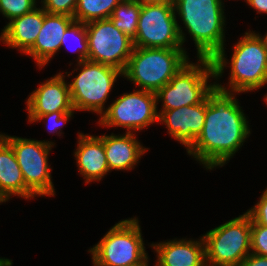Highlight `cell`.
Here are the masks:
<instances>
[{
	"mask_svg": "<svg viewBox=\"0 0 267 266\" xmlns=\"http://www.w3.org/2000/svg\"><path fill=\"white\" fill-rule=\"evenodd\" d=\"M78 0H41V7L49 14L74 16Z\"/></svg>",
	"mask_w": 267,
	"mask_h": 266,
	"instance_id": "27",
	"label": "cell"
},
{
	"mask_svg": "<svg viewBox=\"0 0 267 266\" xmlns=\"http://www.w3.org/2000/svg\"><path fill=\"white\" fill-rule=\"evenodd\" d=\"M37 2V0H0V14L10 22L35 9Z\"/></svg>",
	"mask_w": 267,
	"mask_h": 266,
	"instance_id": "24",
	"label": "cell"
},
{
	"mask_svg": "<svg viewBox=\"0 0 267 266\" xmlns=\"http://www.w3.org/2000/svg\"><path fill=\"white\" fill-rule=\"evenodd\" d=\"M157 105L156 93L135 88L113 100L97 123L107 128L123 127L126 133L139 132L158 123Z\"/></svg>",
	"mask_w": 267,
	"mask_h": 266,
	"instance_id": "10",
	"label": "cell"
},
{
	"mask_svg": "<svg viewBox=\"0 0 267 266\" xmlns=\"http://www.w3.org/2000/svg\"><path fill=\"white\" fill-rule=\"evenodd\" d=\"M87 60L125 70L134 50L133 39L116 28L110 18L86 23Z\"/></svg>",
	"mask_w": 267,
	"mask_h": 266,
	"instance_id": "11",
	"label": "cell"
},
{
	"mask_svg": "<svg viewBox=\"0 0 267 266\" xmlns=\"http://www.w3.org/2000/svg\"><path fill=\"white\" fill-rule=\"evenodd\" d=\"M75 111H57L49 114H44L39 117H28L29 123H36L40 121H44V123L47 124V128L49 133L52 134H58V136H61L63 126L67 121H70V119L74 116ZM59 131V132H58Z\"/></svg>",
	"mask_w": 267,
	"mask_h": 266,
	"instance_id": "25",
	"label": "cell"
},
{
	"mask_svg": "<svg viewBox=\"0 0 267 266\" xmlns=\"http://www.w3.org/2000/svg\"><path fill=\"white\" fill-rule=\"evenodd\" d=\"M140 3L141 6L152 4H174L175 0H135Z\"/></svg>",
	"mask_w": 267,
	"mask_h": 266,
	"instance_id": "31",
	"label": "cell"
},
{
	"mask_svg": "<svg viewBox=\"0 0 267 266\" xmlns=\"http://www.w3.org/2000/svg\"><path fill=\"white\" fill-rule=\"evenodd\" d=\"M0 136L12 147L25 181L26 187L36 196H55L48 159L55 143L22 138L0 133Z\"/></svg>",
	"mask_w": 267,
	"mask_h": 266,
	"instance_id": "9",
	"label": "cell"
},
{
	"mask_svg": "<svg viewBox=\"0 0 267 266\" xmlns=\"http://www.w3.org/2000/svg\"><path fill=\"white\" fill-rule=\"evenodd\" d=\"M65 79L63 72H59L41 82L26 100L27 117H39L57 111H75L69 83Z\"/></svg>",
	"mask_w": 267,
	"mask_h": 266,
	"instance_id": "14",
	"label": "cell"
},
{
	"mask_svg": "<svg viewBox=\"0 0 267 266\" xmlns=\"http://www.w3.org/2000/svg\"><path fill=\"white\" fill-rule=\"evenodd\" d=\"M251 253L267 257V227L251 223Z\"/></svg>",
	"mask_w": 267,
	"mask_h": 266,
	"instance_id": "26",
	"label": "cell"
},
{
	"mask_svg": "<svg viewBox=\"0 0 267 266\" xmlns=\"http://www.w3.org/2000/svg\"><path fill=\"white\" fill-rule=\"evenodd\" d=\"M264 101H265L266 104H267V93L264 95Z\"/></svg>",
	"mask_w": 267,
	"mask_h": 266,
	"instance_id": "35",
	"label": "cell"
},
{
	"mask_svg": "<svg viewBox=\"0 0 267 266\" xmlns=\"http://www.w3.org/2000/svg\"><path fill=\"white\" fill-rule=\"evenodd\" d=\"M244 34L232 46L233 52L229 62L226 59L225 46L212 59L215 71V86L223 91L248 93L267 84V50L255 31L249 29ZM227 64L230 66H227ZM225 67L230 68L227 87L218 83Z\"/></svg>",
	"mask_w": 267,
	"mask_h": 266,
	"instance_id": "2",
	"label": "cell"
},
{
	"mask_svg": "<svg viewBox=\"0 0 267 266\" xmlns=\"http://www.w3.org/2000/svg\"><path fill=\"white\" fill-rule=\"evenodd\" d=\"M177 23L174 4L141 6L134 47L184 48Z\"/></svg>",
	"mask_w": 267,
	"mask_h": 266,
	"instance_id": "12",
	"label": "cell"
},
{
	"mask_svg": "<svg viewBox=\"0 0 267 266\" xmlns=\"http://www.w3.org/2000/svg\"><path fill=\"white\" fill-rule=\"evenodd\" d=\"M74 156L78 172L89 184L101 181L108 174L109 167L103 144V135L95 136L78 132Z\"/></svg>",
	"mask_w": 267,
	"mask_h": 266,
	"instance_id": "16",
	"label": "cell"
},
{
	"mask_svg": "<svg viewBox=\"0 0 267 266\" xmlns=\"http://www.w3.org/2000/svg\"><path fill=\"white\" fill-rule=\"evenodd\" d=\"M74 21L72 16L49 14L44 16L41 30L34 45L25 53L34 59L39 69L51 61L61 49V39L68 26Z\"/></svg>",
	"mask_w": 267,
	"mask_h": 266,
	"instance_id": "17",
	"label": "cell"
},
{
	"mask_svg": "<svg viewBox=\"0 0 267 266\" xmlns=\"http://www.w3.org/2000/svg\"><path fill=\"white\" fill-rule=\"evenodd\" d=\"M12 196L31 200L36 196L26 187L12 147L0 136V204Z\"/></svg>",
	"mask_w": 267,
	"mask_h": 266,
	"instance_id": "20",
	"label": "cell"
},
{
	"mask_svg": "<svg viewBox=\"0 0 267 266\" xmlns=\"http://www.w3.org/2000/svg\"><path fill=\"white\" fill-rule=\"evenodd\" d=\"M206 107L207 97L199 104L158 111V123L164 124L168 134L187 151L202 132Z\"/></svg>",
	"mask_w": 267,
	"mask_h": 266,
	"instance_id": "13",
	"label": "cell"
},
{
	"mask_svg": "<svg viewBox=\"0 0 267 266\" xmlns=\"http://www.w3.org/2000/svg\"><path fill=\"white\" fill-rule=\"evenodd\" d=\"M150 259L148 258L144 263L141 264H131V265H126V266H149V261Z\"/></svg>",
	"mask_w": 267,
	"mask_h": 266,
	"instance_id": "34",
	"label": "cell"
},
{
	"mask_svg": "<svg viewBox=\"0 0 267 266\" xmlns=\"http://www.w3.org/2000/svg\"><path fill=\"white\" fill-rule=\"evenodd\" d=\"M141 4L135 0H122L109 17L114 26L134 40L137 33Z\"/></svg>",
	"mask_w": 267,
	"mask_h": 266,
	"instance_id": "21",
	"label": "cell"
},
{
	"mask_svg": "<svg viewBox=\"0 0 267 266\" xmlns=\"http://www.w3.org/2000/svg\"><path fill=\"white\" fill-rule=\"evenodd\" d=\"M63 45L66 46L67 49H70V51L77 52V54H79L76 58L77 63L87 60L89 56V48L86 24L74 20L63 34V38L61 39V48Z\"/></svg>",
	"mask_w": 267,
	"mask_h": 266,
	"instance_id": "23",
	"label": "cell"
},
{
	"mask_svg": "<svg viewBox=\"0 0 267 266\" xmlns=\"http://www.w3.org/2000/svg\"><path fill=\"white\" fill-rule=\"evenodd\" d=\"M257 35L262 40V42L264 44V47L267 50V33L265 35H263V36L261 34H259V33Z\"/></svg>",
	"mask_w": 267,
	"mask_h": 266,
	"instance_id": "33",
	"label": "cell"
},
{
	"mask_svg": "<svg viewBox=\"0 0 267 266\" xmlns=\"http://www.w3.org/2000/svg\"><path fill=\"white\" fill-rule=\"evenodd\" d=\"M144 245L138 217H132L112 226L88 252L93 266H126L149 258Z\"/></svg>",
	"mask_w": 267,
	"mask_h": 266,
	"instance_id": "5",
	"label": "cell"
},
{
	"mask_svg": "<svg viewBox=\"0 0 267 266\" xmlns=\"http://www.w3.org/2000/svg\"><path fill=\"white\" fill-rule=\"evenodd\" d=\"M239 266H267V257L250 253Z\"/></svg>",
	"mask_w": 267,
	"mask_h": 266,
	"instance_id": "29",
	"label": "cell"
},
{
	"mask_svg": "<svg viewBox=\"0 0 267 266\" xmlns=\"http://www.w3.org/2000/svg\"><path fill=\"white\" fill-rule=\"evenodd\" d=\"M197 61L196 64L189 61L156 92L157 103L162 102L159 111L199 104L215 87V81L211 83L215 79L212 59L197 58Z\"/></svg>",
	"mask_w": 267,
	"mask_h": 266,
	"instance_id": "7",
	"label": "cell"
},
{
	"mask_svg": "<svg viewBox=\"0 0 267 266\" xmlns=\"http://www.w3.org/2000/svg\"><path fill=\"white\" fill-rule=\"evenodd\" d=\"M200 237L197 240L185 237L152 243L150 246L157 254L154 266H207L205 243Z\"/></svg>",
	"mask_w": 267,
	"mask_h": 266,
	"instance_id": "15",
	"label": "cell"
},
{
	"mask_svg": "<svg viewBox=\"0 0 267 266\" xmlns=\"http://www.w3.org/2000/svg\"><path fill=\"white\" fill-rule=\"evenodd\" d=\"M13 265V262H12V260L11 259H5V257L4 258H0V266H12Z\"/></svg>",
	"mask_w": 267,
	"mask_h": 266,
	"instance_id": "32",
	"label": "cell"
},
{
	"mask_svg": "<svg viewBox=\"0 0 267 266\" xmlns=\"http://www.w3.org/2000/svg\"><path fill=\"white\" fill-rule=\"evenodd\" d=\"M202 237L207 266H239L251 253V217L245 212Z\"/></svg>",
	"mask_w": 267,
	"mask_h": 266,
	"instance_id": "8",
	"label": "cell"
},
{
	"mask_svg": "<svg viewBox=\"0 0 267 266\" xmlns=\"http://www.w3.org/2000/svg\"><path fill=\"white\" fill-rule=\"evenodd\" d=\"M122 0H78L74 20L84 24L107 19Z\"/></svg>",
	"mask_w": 267,
	"mask_h": 266,
	"instance_id": "22",
	"label": "cell"
},
{
	"mask_svg": "<svg viewBox=\"0 0 267 266\" xmlns=\"http://www.w3.org/2000/svg\"><path fill=\"white\" fill-rule=\"evenodd\" d=\"M224 0H175L176 17L181 18L184 25L177 23L182 46L186 41V33L193 38L197 49V58L213 59L224 47L225 12Z\"/></svg>",
	"mask_w": 267,
	"mask_h": 266,
	"instance_id": "3",
	"label": "cell"
},
{
	"mask_svg": "<svg viewBox=\"0 0 267 266\" xmlns=\"http://www.w3.org/2000/svg\"><path fill=\"white\" fill-rule=\"evenodd\" d=\"M246 213L251 217V223L267 227V188L263 191L259 201Z\"/></svg>",
	"mask_w": 267,
	"mask_h": 266,
	"instance_id": "28",
	"label": "cell"
},
{
	"mask_svg": "<svg viewBox=\"0 0 267 266\" xmlns=\"http://www.w3.org/2000/svg\"><path fill=\"white\" fill-rule=\"evenodd\" d=\"M185 48L134 47L123 77L140 90L158 92L190 60Z\"/></svg>",
	"mask_w": 267,
	"mask_h": 266,
	"instance_id": "4",
	"label": "cell"
},
{
	"mask_svg": "<svg viewBox=\"0 0 267 266\" xmlns=\"http://www.w3.org/2000/svg\"><path fill=\"white\" fill-rule=\"evenodd\" d=\"M76 66L72 72H65L70 77L75 70L80 71L75 77L72 76L73 81L68 82L74 110L94 112L101 116L106 111L105 103L109 94L117 78L123 77V72L89 60L77 63Z\"/></svg>",
	"mask_w": 267,
	"mask_h": 266,
	"instance_id": "6",
	"label": "cell"
},
{
	"mask_svg": "<svg viewBox=\"0 0 267 266\" xmlns=\"http://www.w3.org/2000/svg\"><path fill=\"white\" fill-rule=\"evenodd\" d=\"M46 14L47 12L39 6L8 22L1 29L0 42L24 55L37 40Z\"/></svg>",
	"mask_w": 267,
	"mask_h": 266,
	"instance_id": "18",
	"label": "cell"
},
{
	"mask_svg": "<svg viewBox=\"0 0 267 266\" xmlns=\"http://www.w3.org/2000/svg\"><path fill=\"white\" fill-rule=\"evenodd\" d=\"M236 94L240 95L216 86L207 94L202 132L187 150L188 155L209 171L224 167L251 134Z\"/></svg>",
	"mask_w": 267,
	"mask_h": 266,
	"instance_id": "1",
	"label": "cell"
},
{
	"mask_svg": "<svg viewBox=\"0 0 267 266\" xmlns=\"http://www.w3.org/2000/svg\"><path fill=\"white\" fill-rule=\"evenodd\" d=\"M246 4L252 7L258 14H267V0H246Z\"/></svg>",
	"mask_w": 267,
	"mask_h": 266,
	"instance_id": "30",
	"label": "cell"
},
{
	"mask_svg": "<svg viewBox=\"0 0 267 266\" xmlns=\"http://www.w3.org/2000/svg\"><path fill=\"white\" fill-rule=\"evenodd\" d=\"M103 144L110 172L133 170L149 149L138 141L136 133L103 134Z\"/></svg>",
	"mask_w": 267,
	"mask_h": 266,
	"instance_id": "19",
	"label": "cell"
}]
</instances>
